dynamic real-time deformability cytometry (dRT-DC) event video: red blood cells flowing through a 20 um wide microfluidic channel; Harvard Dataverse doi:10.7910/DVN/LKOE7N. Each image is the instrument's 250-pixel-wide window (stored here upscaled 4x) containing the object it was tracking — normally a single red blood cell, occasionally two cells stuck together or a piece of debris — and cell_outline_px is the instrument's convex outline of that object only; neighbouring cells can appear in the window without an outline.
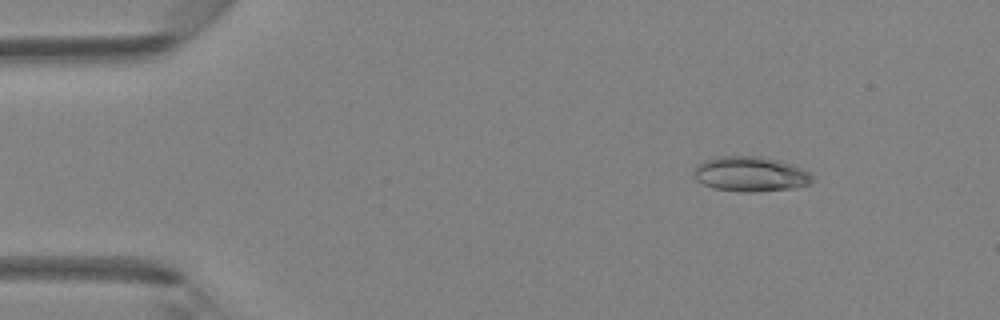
{"species": "Egyptian fruit bat (a non-hibernating species)", "species_latin": "Rousettus aegyptiacus", "temperature_condition": "room temperature", "stored_images_in_passage": 4, "camera_frame_rate_fps": 3000, "um_per_image_px": 0.085, "animal": {"sex": "female"}, "frame": {"image": 1, "passage_image": 2, "time_ms": 1.0, "image_size_px": [1000, 320], "cell_outline_px": [[816, 180], [812, 184], [796, 188], [756, 192], [740, 192], [712, 188], [696, 180], [696, 164], [704, 160], [720, 156], [764, 156], [792, 164], [808, 172]], "centroid_in_image_um": [63.84, 14.8], "position_along_channel_um": 21.2, "area_um2": 24.39}}